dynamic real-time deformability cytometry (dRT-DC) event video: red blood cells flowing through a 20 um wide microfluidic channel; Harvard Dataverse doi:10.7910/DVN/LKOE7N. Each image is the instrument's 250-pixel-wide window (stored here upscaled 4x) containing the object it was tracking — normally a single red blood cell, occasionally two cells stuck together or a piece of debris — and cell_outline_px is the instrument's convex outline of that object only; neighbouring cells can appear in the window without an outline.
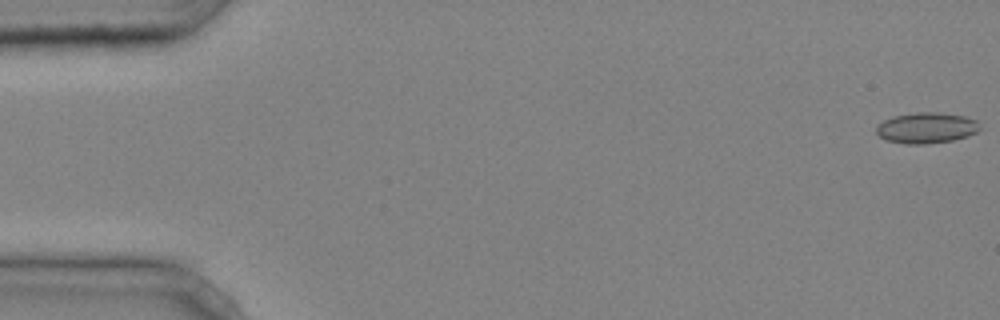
{"species": "common noctule bat (a hibernating species)", "species_latin": "Nyctalus noctula", "temperature_condition": "cold", "stored_images_in_passage": 44, "camera_frame_rate_fps": 3000, "um_per_image_px": 0.085, "animal": {"sex": "male", "body_mass_g": 20.4}, "frame": {"image": 1, "passage_image": 1, "time_ms": 0.0, "image_size_px": [1000, 320], "cell_outline_px": [[980, 128], [976, 132], [968, 136], [952, 140], [924, 144], [908, 144], [888, 140], [880, 136], [876, 132], [876, 128], [884, 120], [892, 116], [916, 112], [940, 112], [964, 116], [976, 120]], "centroid_in_image_um": [78.76, 10.86], "position_along_channel_um": 6.2, "area_um2": 18.44}}
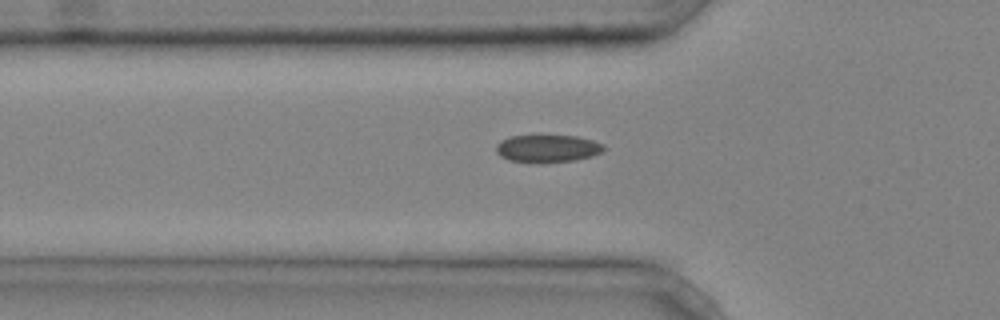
{"frame": {"image": 2, "passage_image": 16, "time_ms": 5.0, "image_size_px": [1000, 320], "cell_outline_px": [[604, 148], [600, 152], [592, 156], [576, 160], [540, 164], [536, 164], [508, 160], [500, 156], [496, 152], [496, 144], [500, 140], [512, 136], [576, 136], [592, 140], [604, 144]], "centroid_in_image_um": [46.5, 12.65], "position_along_channel_um": 79.3, "area_um2": 17.51}}
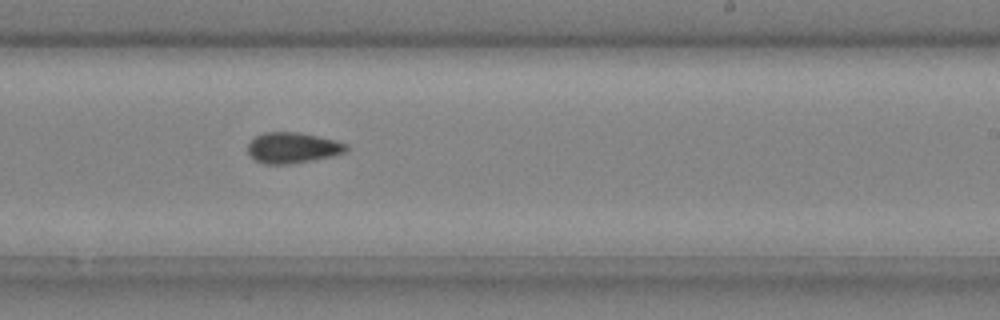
{"frame": {"image": 3, "passage_image": 29, "time_ms": 9.333, "image_size_px": [1000, 320], "cell_outline_px": [[348, 148], [344, 152], [332, 156], [312, 160], [288, 164], [264, 164], [248, 156], [248, 144], [256, 136], [264, 132], [296, 132], [336, 140], [348, 144]], "centroid_in_image_um": [24.85, 12.56], "position_along_channel_um": 264.1, "area_um2": 17.57}, "authors_computed_cell_mechanics": {"area_um2": 17.7446, "velocity_mm_per_s": 4.2608, "shape_relaxation_time_tau1_ms": 2.5064, "shape_relaxation_time_tau2_ms": 6.1994, "deformation_change_tau1": 0.063, "deformation_change_tau2": 0.1228}}